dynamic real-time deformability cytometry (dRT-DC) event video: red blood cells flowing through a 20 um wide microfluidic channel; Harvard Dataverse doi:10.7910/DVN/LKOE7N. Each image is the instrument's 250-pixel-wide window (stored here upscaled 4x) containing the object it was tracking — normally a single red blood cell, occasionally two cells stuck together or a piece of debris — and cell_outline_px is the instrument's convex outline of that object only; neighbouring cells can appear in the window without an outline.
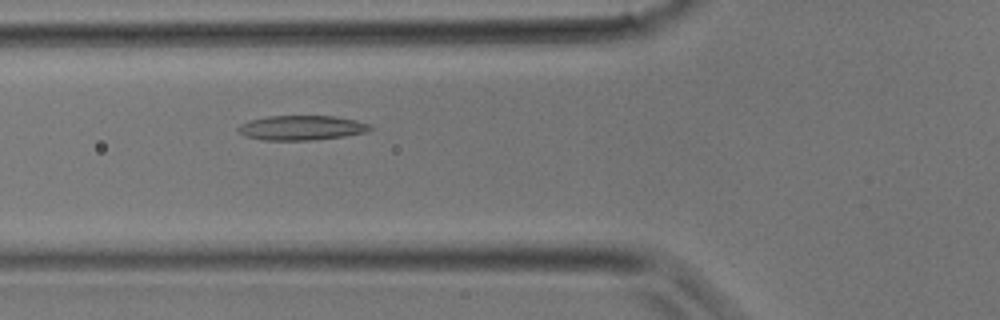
{"species": "common noctule bat (a hibernating species)", "species_latin": "Nyctalus noctula", "temperature_condition": "room temperature", "stored_images_in_passage": 28, "camera_frame_rate_fps": 3000, "um_per_image_px": 0.085, "animal": {"sex": "male", "body_mass_g": 17.9}, "frame": {"image": 1, "passage_image": 6, "time_ms": 1.667, "image_size_px": [1000, 320], "cell_outline_px": [[376, 128], [368, 132], [344, 136], [312, 140], [260, 140], [244, 136], [236, 128], [240, 124], [248, 120], [268, 116], [336, 116], [356, 120], [368, 124]], "centroid_in_image_um": [25.64, 10.86], "position_along_channel_um": 100.2, "area_um2": 19.19}}
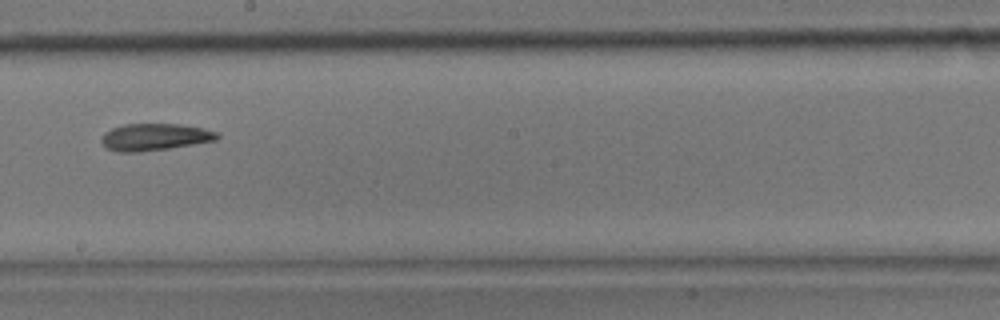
{"frame": {"image": 2, "passage_image": 13, "time_ms": 4.0, "image_size_px": [1000, 320], "cell_outline_px": [[220, 136], [216, 140], [168, 148], [140, 152], [116, 152], [108, 148], [100, 140], [104, 132], [112, 128], [124, 124], [180, 124], [204, 128], [216, 132]], "centroid_in_image_um": [13.13, 11.64], "position_along_channel_um": 235.1, "area_um2": 18.09}}
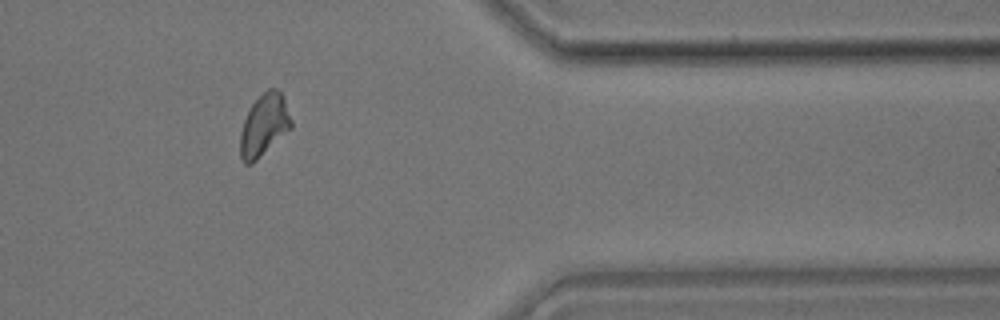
{"frame": {"image": 3, "passage_image": 22, "time_ms": 7.0, "image_size_px": [1000, 320], "cell_outline_px": [[292, 128], [252, 164], [244, 164], [240, 156], [240, 132], [244, 120], [252, 104], [268, 88], [276, 88], [280, 92], [284, 100], [292, 120]], "centroid_in_image_um": [22.44, 10.66], "position_along_channel_um": 389.0, "area_um2": 18.26}}